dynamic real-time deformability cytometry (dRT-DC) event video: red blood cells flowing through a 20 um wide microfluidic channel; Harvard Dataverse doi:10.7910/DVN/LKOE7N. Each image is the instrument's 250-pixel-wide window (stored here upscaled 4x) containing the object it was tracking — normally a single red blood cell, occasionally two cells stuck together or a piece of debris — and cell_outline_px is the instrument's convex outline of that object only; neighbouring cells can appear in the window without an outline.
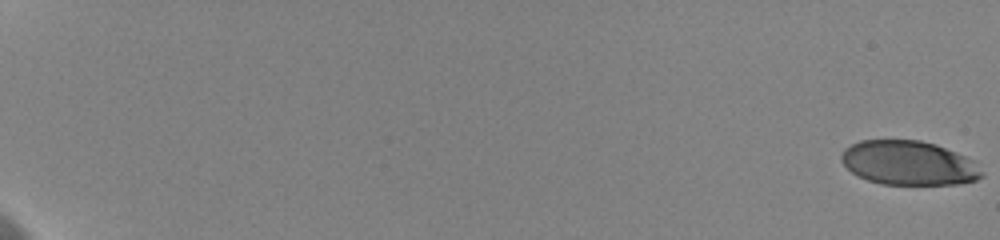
{"species": "human", "species_latin": "Homo sapiens", "temperature_condition": "cold", "stored_images_in_passage": 22, "camera_frame_rate_fps": 3000, "um_per_image_px": 0.085, "donor": {"sex": "female"}, "frame": {"image": 1, "passage_image": 1, "time_ms": 0.0, "image_size_px": [1000, 240], "cell_outline_px": [[984, 176], [976, 180], [960, 184], [880, 184], [856, 176], [840, 160], [840, 156], [844, 148], [860, 140], [920, 140], [936, 144], [956, 152], [972, 160], [984, 172]], "centroid_in_image_um": [77.23, 13.85], "position_along_channel_um": 7.8, "area_um2": 36.36}}
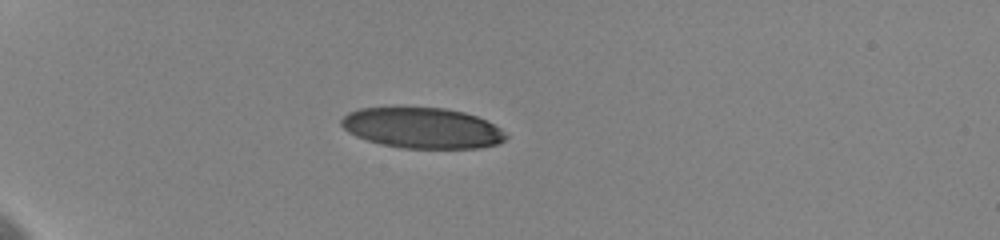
{"frame": {"image": 2, "passage_image": 16, "time_ms": 6.333, "image_size_px": [1000, 240], "cell_outline_px": [[508, 136], [500, 144], [480, 148], [404, 148], [380, 144], [356, 136], [348, 132], [340, 124], [340, 120], [348, 112], [360, 108], [444, 108], [464, 112], [476, 116], [500, 128]], "centroid_in_image_um": [35.89, 10.89], "position_along_channel_um": 49.1, "area_um2": 38.84}}